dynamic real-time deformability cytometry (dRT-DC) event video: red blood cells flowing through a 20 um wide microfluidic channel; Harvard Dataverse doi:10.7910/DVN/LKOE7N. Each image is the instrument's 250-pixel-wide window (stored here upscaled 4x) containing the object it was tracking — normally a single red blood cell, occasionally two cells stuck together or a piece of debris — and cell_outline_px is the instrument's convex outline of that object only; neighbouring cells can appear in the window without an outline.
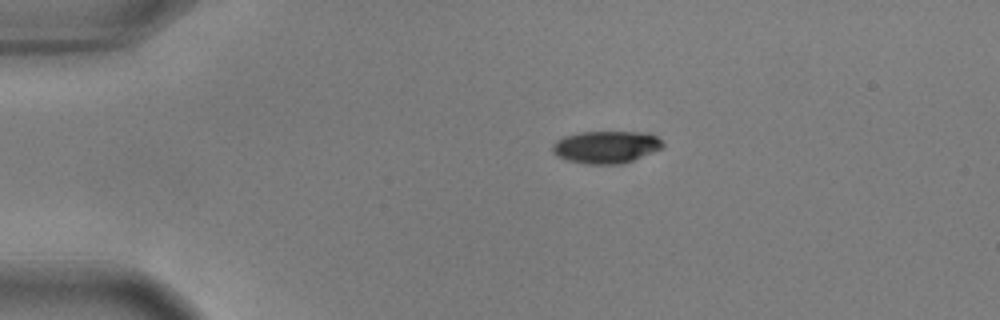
{"species": "common noctule bat (a hibernating species)", "species_latin": "Nyctalus noctula", "temperature_condition": "warm", "stored_images_in_passage": 45, "camera_frame_rate_fps": 3000, "um_per_image_px": 0.085, "animal": {"sex": "male", "body_mass_g": 17.9, "forearm_length_mm": 54.2}, "frame": {"image": 1, "passage_image": 1, "time_ms": 0.0, "image_size_px": [1000, 320], "cell_outline_px": [[664, 148], [632, 160], [620, 164], [588, 164], [568, 160], [556, 156], [552, 152], [552, 144], [556, 140], [564, 136], [580, 132], [648, 132], [656, 136], [664, 144]], "centroid_in_image_um": [51.51, 12.49], "position_along_channel_um": 33.5, "area_um2": 20.87}}
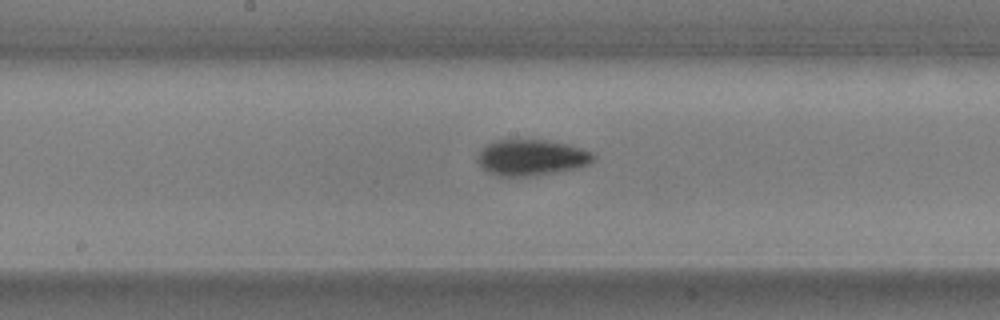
{"frame": {"image": 2, "passage_image": 19, "time_ms": 6.0, "image_size_px": [1000, 320], "cell_outline_px": [[596, 156], [588, 164], [580, 168], [536, 176], [500, 176], [488, 172], [476, 160], [484, 144], [496, 140], [544, 140], [572, 144], [592, 152]], "centroid_in_image_um": [45.2, 13.39], "position_along_channel_um": 203.0, "area_um2": 24.57}}
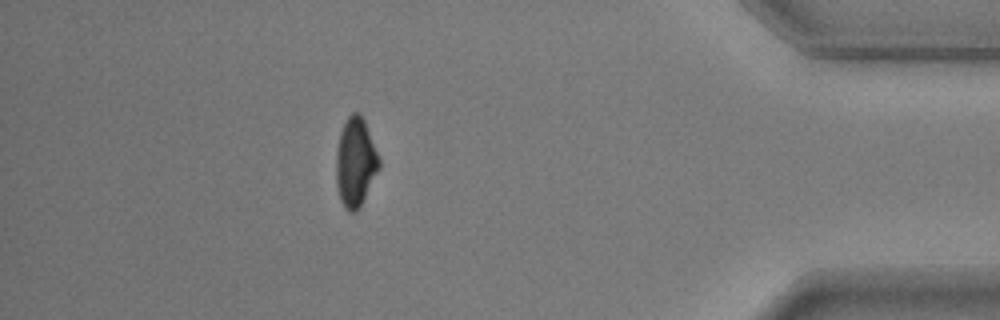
{"frame": {"image": 3, "passage_image": 39, "time_ms": 12.667, "image_size_px": [1000, 320], "cell_outline_px": [[380, 168], [360, 208], [356, 212], [348, 212], [344, 208], [340, 200], [336, 184], [336, 152], [340, 132], [348, 116], [352, 112], [356, 112], [364, 120], [380, 160]], "centroid_in_image_um": [30.21, 13.85], "position_along_channel_um": 405.0, "area_um2": 22.31}, "authors_computed_cell_mechanics": {"area_um2": 22.831, "velocity_mm_per_s": 3.6546, "shape_relaxation_time_tau1_ms": 2.1811, "shape_relaxation_time_tau2_ms": 6.3227, "deformation_change_tau1": 0.1391, "deformation_change_tau2": 0.0898}}